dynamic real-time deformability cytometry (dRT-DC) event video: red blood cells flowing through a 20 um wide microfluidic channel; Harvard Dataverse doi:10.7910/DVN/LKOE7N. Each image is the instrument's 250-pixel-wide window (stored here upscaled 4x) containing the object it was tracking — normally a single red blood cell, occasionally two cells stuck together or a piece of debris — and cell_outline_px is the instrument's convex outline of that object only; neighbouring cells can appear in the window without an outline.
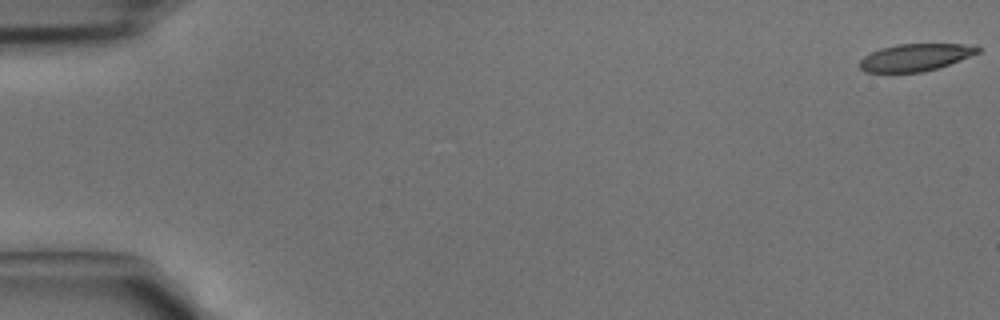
{"species": "common noctule bat (a hibernating species)", "species_latin": "Nyctalus noctula", "temperature_condition": "cold", "stored_images_in_passage": 4, "camera_frame_rate_fps": 3000, "um_per_image_px": 0.085, "animal": {"sex": "male", "body_mass_g": 15.6}, "frame": {"image": 1, "passage_image": 1, "time_ms": 0.0, "image_size_px": [1000, 320], "cell_outline_px": [[980, 52], [960, 60], [924, 72], [864, 72], [860, 68], [860, 60], [864, 56], [880, 48], [896, 44], [976, 44], [980, 48]], "centroid_in_image_um": [77.82, 4.86], "position_along_channel_um": 7.2, "area_um2": 18.73}}
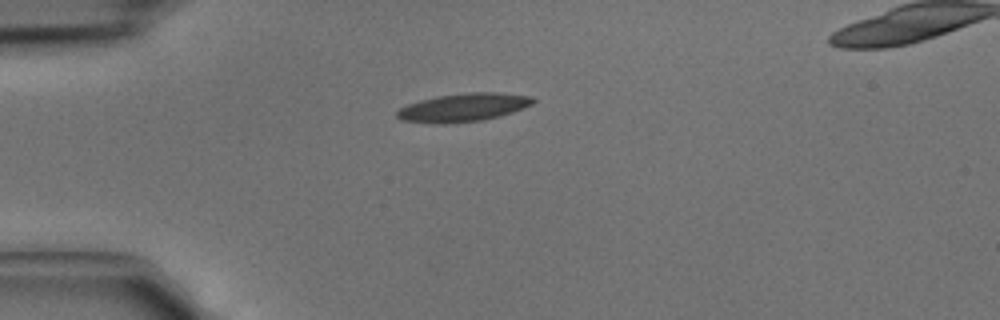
{"frame": {"image": 2, "passage_image": 4, "time_ms": 1.0, "image_size_px": [1000, 320], "cell_outline_px": [[536, 100], [532, 104], [524, 108], [500, 116], [484, 120], [444, 124], [440, 124], [400, 120], [396, 116], [396, 112], [400, 108], [408, 104], [420, 100], [436, 96], [468, 92], [500, 92], [532, 96]], "centroid_in_image_um": [39.4, 9.13], "position_along_channel_um": 45.6, "area_um2": 22.6}}